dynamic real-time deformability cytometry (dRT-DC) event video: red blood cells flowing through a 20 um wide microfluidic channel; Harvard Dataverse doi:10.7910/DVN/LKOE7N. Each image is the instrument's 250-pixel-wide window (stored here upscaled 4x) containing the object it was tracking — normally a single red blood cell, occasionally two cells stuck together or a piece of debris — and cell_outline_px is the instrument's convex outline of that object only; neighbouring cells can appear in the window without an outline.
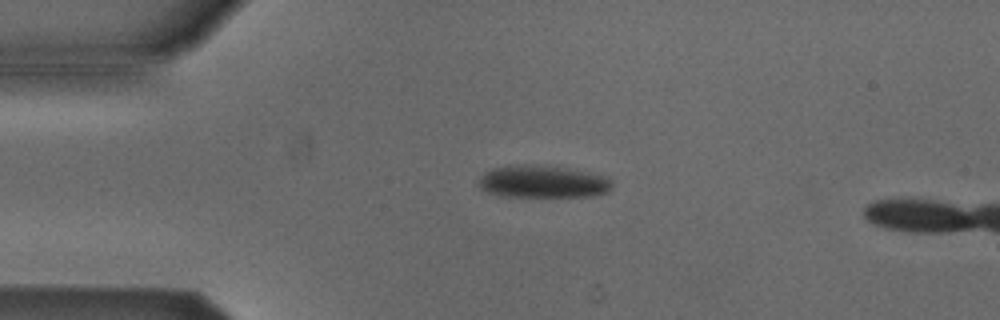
{"species": "Egyptian fruit bat (a non-hibernating species)", "species_latin": "Rousettus aegyptiacus", "temperature_condition": "cold", "stored_images_in_passage": 2, "camera_frame_rate_fps": 3000, "um_per_image_px": 0.085, "animal": {"sex": "male"}, "frame": {"image": 1, "passage_image": 1, "time_ms": 0.0, "image_size_px": [1000, 320], "cell_outline_px": [[612, 188], [608, 192], [592, 196], [496, 196], [480, 188], [476, 184], [480, 176], [484, 172], [492, 168], [524, 164], [556, 168], [608, 176], [612, 180]], "centroid_in_image_um": [46.08, 15.47], "position_along_channel_um": 38.9, "area_um2": 24.85}}